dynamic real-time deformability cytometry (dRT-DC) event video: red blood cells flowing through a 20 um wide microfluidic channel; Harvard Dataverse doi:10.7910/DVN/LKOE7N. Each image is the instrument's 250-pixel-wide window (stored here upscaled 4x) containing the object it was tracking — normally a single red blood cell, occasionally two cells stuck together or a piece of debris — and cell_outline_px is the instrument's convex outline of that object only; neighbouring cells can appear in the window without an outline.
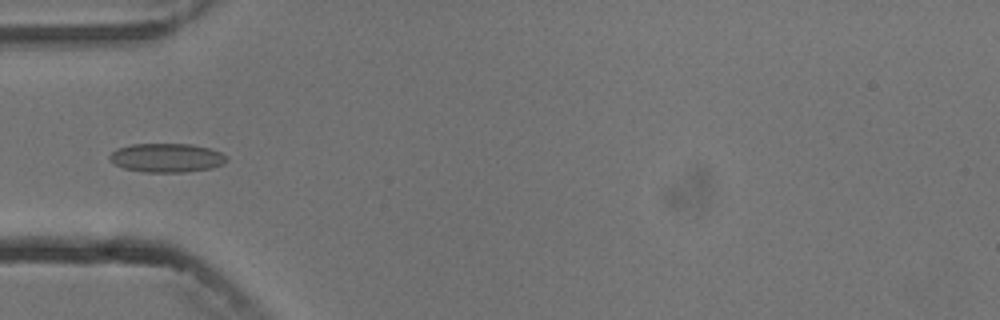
{"species": "common noctule bat (a hibernating species)", "species_latin": "Nyctalus noctula", "temperature_condition": "cold", "stored_images_in_passage": 4, "camera_frame_rate_fps": 3000, "um_per_image_px": 0.085, "animal": {"sex": "male", "body_mass_g": 13.3}, "frame": {"image": 1, "passage_image": 4, "time_ms": 4.333, "image_size_px": [1000, 320], "cell_outline_px": [[228, 160], [224, 164], [212, 168], [184, 172], [144, 172], [124, 168], [116, 164], [108, 156], [116, 148], [132, 144], [192, 144], [208, 148], [220, 152], [228, 156]], "centroid_in_image_um": [14.2, 13.41], "position_along_channel_um": 70.8, "area_um2": 19.71}}